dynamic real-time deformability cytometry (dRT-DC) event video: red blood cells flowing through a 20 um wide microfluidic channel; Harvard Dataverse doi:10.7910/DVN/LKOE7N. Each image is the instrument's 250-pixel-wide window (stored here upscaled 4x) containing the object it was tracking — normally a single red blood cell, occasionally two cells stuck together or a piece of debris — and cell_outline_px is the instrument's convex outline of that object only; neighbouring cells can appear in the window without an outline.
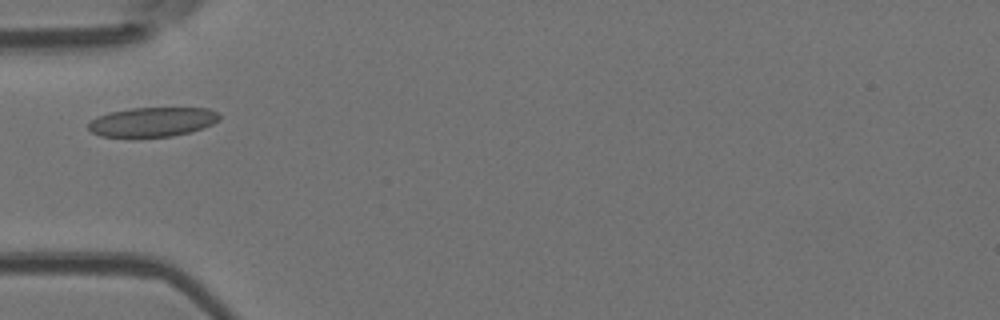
{"species": "Egyptian fruit bat (a non-hibernating species)", "species_latin": "Rousettus aegyptiacus", "temperature_condition": "room temperature", "stored_images_in_passage": 3, "camera_frame_rate_fps": 3000, "um_per_image_px": 0.085, "animal": {"sex": "female"}, "frame": {"image": 1, "passage_image": 2, "time_ms": 1.333, "image_size_px": [1000, 320], "cell_outline_px": [[220, 120], [204, 128], [172, 136], [136, 140], [132, 140], [100, 136], [92, 132], [88, 128], [88, 124], [96, 116], [108, 112], [132, 108], [208, 108], [220, 112]], "centroid_in_image_um": [12.92, 10.41], "position_along_channel_um": 72.1, "area_um2": 23.47}}
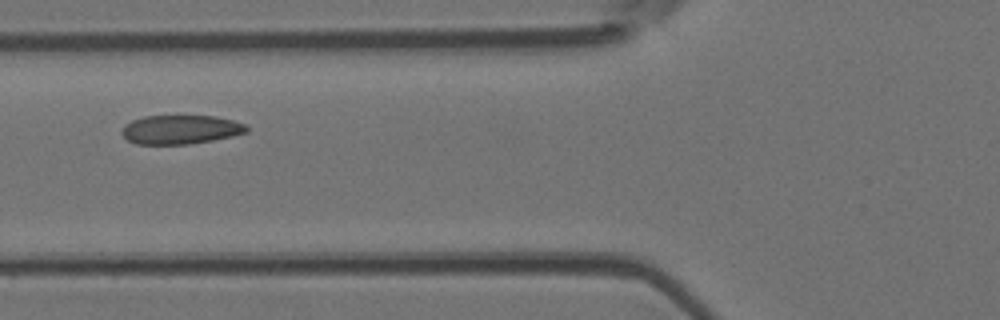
{"frame": {"image": 2, "passage_image": 3, "time_ms": 2.333, "image_size_px": [1000, 320], "cell_outline_px": [[248, 132], [232, 136], [212, 140], [188, 144], [136, 144], [128, 140], [120, 132], [124, 124], [132, 120], [144, 116], [216, 116], [232, 120], [244, 124], [248, 128]], "centroid_in_image_um": [15.32, 11.01], "position_along_channel_um": 110.5, "area_um2": 21.04}}